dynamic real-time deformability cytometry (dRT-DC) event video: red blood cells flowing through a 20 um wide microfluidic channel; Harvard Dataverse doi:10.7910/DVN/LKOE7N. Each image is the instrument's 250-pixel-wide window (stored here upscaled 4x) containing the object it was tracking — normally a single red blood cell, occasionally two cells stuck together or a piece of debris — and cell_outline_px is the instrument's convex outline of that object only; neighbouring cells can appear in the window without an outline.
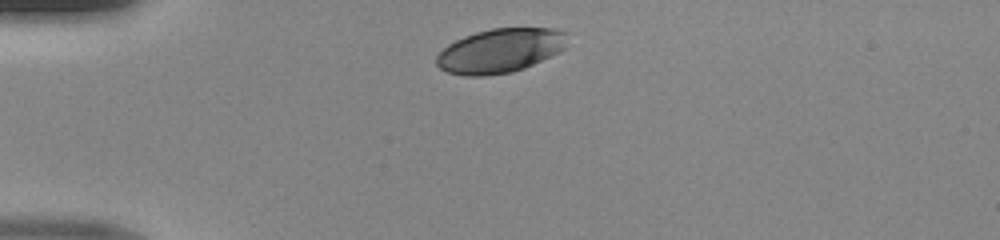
{"species": "human", "species_latin": "Homo sapiens", "temperature_condition": "room temperature", "stored_images_in_passage": 30, "camera_frame_rate_fps": 3000, "um_per_image_px": 0.085, "donor": {"sex": "male"}, "frame": {"image": 1, "passage_image": 1, "time_ms": 0.0, "image_size_px": [1000, 240], "cell_outline_px": [[568, 32], [564, 48], [560, 52], [524, 68], [512, 72], [484, 76], [464, 76], [448, 72], [440, 68], [436, 64], [436, 56], [448, 44], [464, 36], [476, 32], [492, 28], [556, 28]], "centroid_in_image_um": [42.52, 4.3], "position_along_channel_um": 42.5, "area_um2": 33.81}}
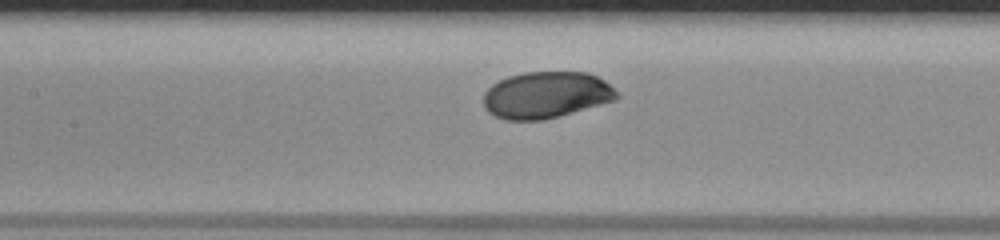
{"frame": {"image": 2, "passage_image": 12, "time_ms": 3.667, "image_size_px": [1000, 240], "cell_outline_px": [[620, 96], [616, 100], [560, 116], [540, 120], [504, 120], [488, 112], [484, 108], [484, 92], [492, 84], [508, 76], [524, 72], [588, 72], [604, 80]], "centroid_in_image_um": [46.41, 8.07], "position_along_channel_um": 161.0, "area_um2": 36.24}}
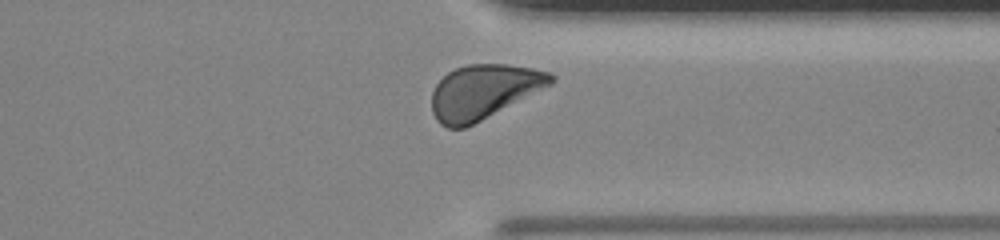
{"frame": {"image": 3, "passage_image": 27, "time_ms": 8.667, "image_size_px": [1000, 240], "cell_outline_px": [[556, 80], [552, 84], [464, 128], [448, 128], [440, 124], [436, 120], [432, 112], [432, 92], [436, 84], [448, 72], [456, 68], [468, 64], [504, 64], [532, 68], [548, 72], [556, 76]], "centroid_in_image_um": [41.09, 7.78], "position_along_channel_um": 370.3, "area_um2": 37.28}}